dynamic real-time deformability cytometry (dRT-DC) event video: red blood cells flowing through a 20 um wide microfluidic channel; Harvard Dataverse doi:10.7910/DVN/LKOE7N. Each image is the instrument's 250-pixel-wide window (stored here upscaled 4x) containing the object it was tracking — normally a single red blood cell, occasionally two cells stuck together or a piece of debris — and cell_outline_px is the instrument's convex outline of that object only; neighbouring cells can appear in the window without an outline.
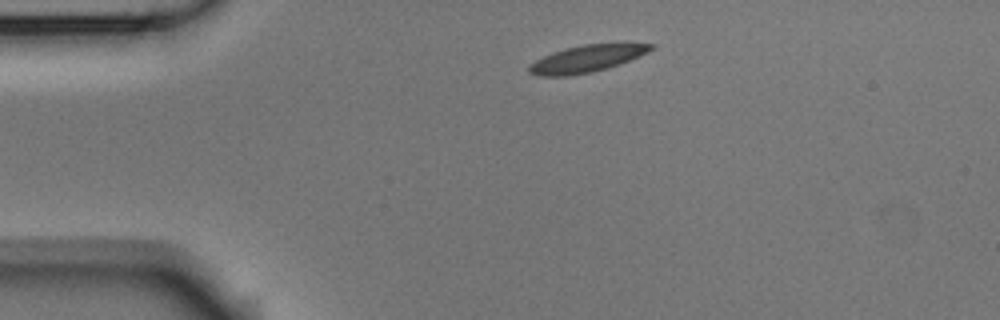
{"species": "Egyptian fruit bat (a non-hibernating species)", "species_latin": "Rousettus aegyptiacus", "temperature_condition": "room temperature", "stored_images_in_passage": 2, "camera_frame_rate_fps": 3000, "um_per_image_px": 0.085, "animal": {"sex": "male"}, "frame": {"image": 1, "passage_image": 1, "time_ms": 0.0, "image_size_px": [1000, 320], "cell_outline_px": [[656, 44], [648, 52], [620, 64], [592, 72], [568, 76], [536, 76], [528, 72], [528, 64], [552, 52], [584, 44], [616, 40], [624, 40]], "centroid_in_image_um": [49.97, 4.93], "position_along_channel_um": 35.0, "area_um2": 20.06}}